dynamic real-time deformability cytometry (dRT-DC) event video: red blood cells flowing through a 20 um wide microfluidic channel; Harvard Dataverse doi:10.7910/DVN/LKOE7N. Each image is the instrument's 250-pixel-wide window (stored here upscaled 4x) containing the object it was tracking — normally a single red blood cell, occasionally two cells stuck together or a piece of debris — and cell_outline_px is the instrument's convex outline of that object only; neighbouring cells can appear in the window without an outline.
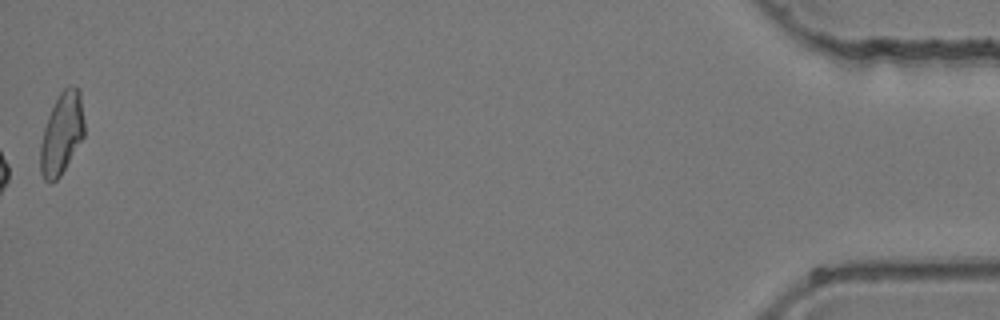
{"species": "common noctule bat (a hibernating species)", "species_latin": "Nyctalus noctula", "temperature_condition": "room temperature", "stored_images_in_passage": 51, "camera_frame_rate_fps": 3000, "um_per_image_px": 0.085, "animal": {"sex": "female", "body_mass_g": 24.6, "forearm_length_mm": 56.2}, "frame": {"image": 1, "passage_image": 51, "time_ms": 16.667, "image_size_px": [1000, 320], "cell_outline_px": [[84, 136], [60, 176], [56, 180], [44, 180], [40, 172], [40, 144], [44, 128], [48, 116], [60, 92], [68, 84], [72, 84], [80, 92], [84, 120]], "centroid_in_image_um": [5.25, 11.32], "position_along_channel_um": 430.0, "area_um2": 20.75}}